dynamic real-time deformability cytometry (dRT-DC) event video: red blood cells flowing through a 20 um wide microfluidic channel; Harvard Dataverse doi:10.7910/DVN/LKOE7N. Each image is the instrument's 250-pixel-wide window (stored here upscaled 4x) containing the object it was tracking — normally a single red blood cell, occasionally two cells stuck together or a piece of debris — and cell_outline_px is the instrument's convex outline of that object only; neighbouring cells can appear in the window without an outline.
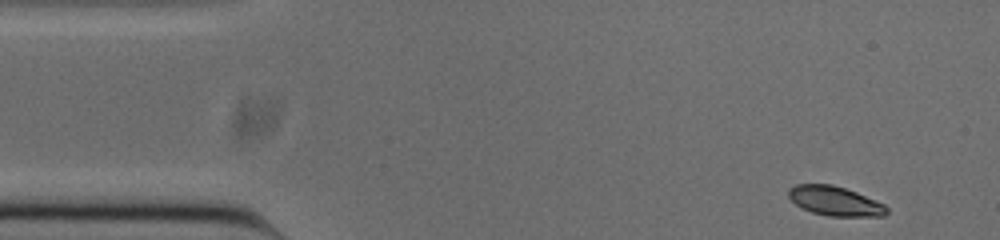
{"species": "common noctule bat (a hibernating species)", "species_latin": "Nyctalus noctula", "temperature_condition": "cold", "stored_images_in_passage": 49, "camera_frame_rate_fps": 3000, "um_per_image_px": 0.085, "animal": {"sex": "male", "body_mass_g": 20.0, "forearm_length_mm": 53.3}, "frame": {"image": 1, "passage_image": 1, "time_ms": 0.0, "image_size_px": [1000, 240], "cell_outline_px": [[888, 212], [884, 216], [828, 216], [812, 212], [796, 204], [788, 196], [788, 188], [796, 184], [832, 184], [856, 192], [884, 204], [888, 208]], "centroid_in_image_um": [70.97, 17.08], "position_along_channel_um": 14.0, "area_um2": 16.7}}
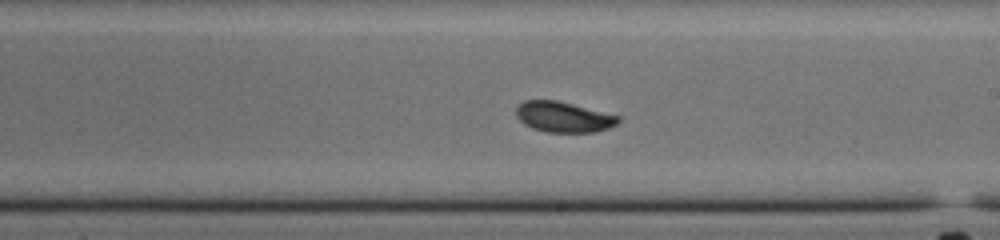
{"frame": {"image": 2, "passage_image": 26, "time_ms": 8.333, "image_size_px": [1000, 240], "cell_outline_px": [[620, 120], [616, 124], [608, 128], [596, 132], [548, 132], [532, 128], [524, 124], [516, 116], [516, 108], [524, 100], [556, 100], [620, 116]], "centroid_in_image_um": [47.89, 9.94], "position_along_channel_um": 241.1, "area_um2": 18.03}}
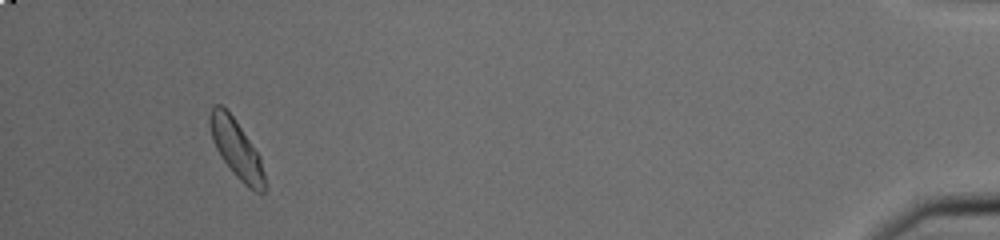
{"frame": {"image": 3, "passage_image": 46, "time_ms": 15.0, "image_size_px": [1000, 240], "cell_outline_px": [[264, 192], [256, 192], [248, 188], [232, 172], [220, 156], [212, 140], [208, 124], [208, 116], [212, 104], [220, 104], [236, 120], [260, 156], [264, 176]], "centroid_in_image_um": [20.05, 12.62], "position_along_channel_um": 415.2, "area_um2": 18.61}, "authors_computed_cell_mechanics": {"area_um2": 18.0914, "velocity_mm_per_s": 3.8221, "shape_relaxation_time_tau1_ms": 2.2765, "shape_relaxation_time_tau2_ms": null, "deformation_change_tau1": 0.1146, "deformation_change_tau2": null}}